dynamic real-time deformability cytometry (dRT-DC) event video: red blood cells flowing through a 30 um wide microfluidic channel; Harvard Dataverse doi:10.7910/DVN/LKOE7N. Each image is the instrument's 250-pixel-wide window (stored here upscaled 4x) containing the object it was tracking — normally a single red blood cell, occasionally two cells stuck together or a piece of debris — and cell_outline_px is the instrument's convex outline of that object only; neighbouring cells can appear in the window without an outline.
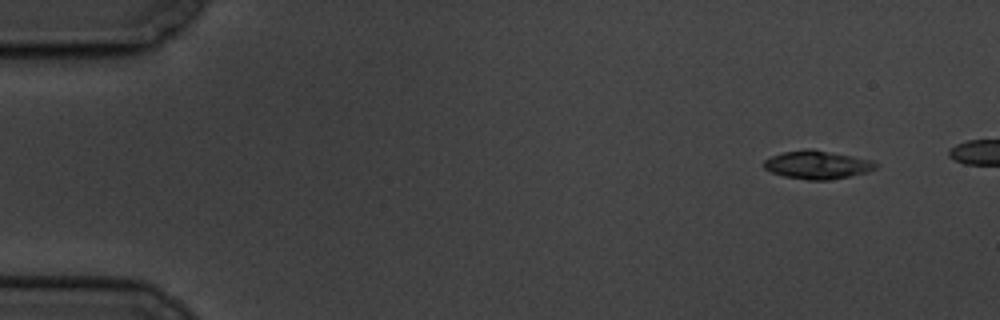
{"species": "common noctule bat (a hibernating species)", "species_latin": "Nyctalus noctula", "temperature_condition": "cold", "stored_images_in_passage": 2, "segment_of_instrument_passage": [1, 2], "camera_frame_rate_fps": 3000, "um_per_image_px": 0.085, "animal": {"sex": "male", "body_mass_g": 19.5, "forearm_length_mm": 54.6}, "frame": {"image": 1, "passage_image": 1, "time_ms": 0.0, "image_size_px": [1000, 320], "cell_outline_px": [[876, 168], [868, 172], [828, 180], [808, 180], [784, 176], [772, 172], [764, 168], [764, 160], [772, 156], [784, 152], [804, 148], [812, 148], [872, 160], [876, 164]], "centroid_in_image_um": [69.46, 14.0], "position_along_channel_um": 15.5, "area_um2": 18.32}}